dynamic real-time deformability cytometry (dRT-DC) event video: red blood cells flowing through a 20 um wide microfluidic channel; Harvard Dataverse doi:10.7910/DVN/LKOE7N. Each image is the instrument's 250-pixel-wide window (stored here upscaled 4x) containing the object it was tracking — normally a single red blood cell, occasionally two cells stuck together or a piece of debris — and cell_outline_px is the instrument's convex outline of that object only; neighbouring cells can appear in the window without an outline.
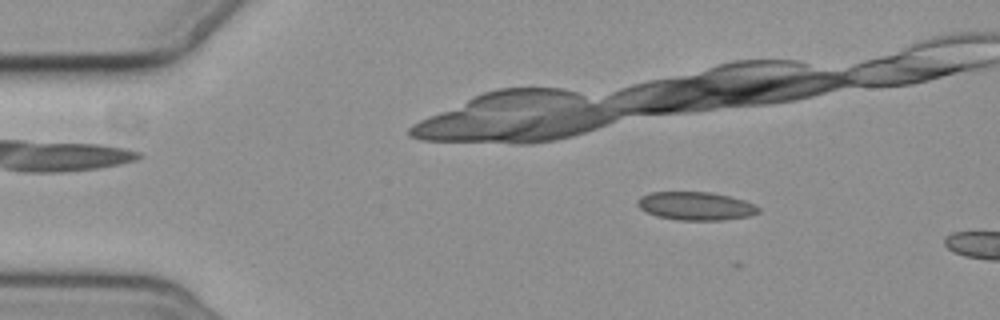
{"species": "common noctule bat (a hibernating species)", "species_latin": "Nyctalus noctula", "temperature_condition": "cold", "stored_images_in_passage": 4, "camera_frame_rate_fps": 3000, "um_per_image_px": 0.085, "animal": {"sex": "female", "body_mass_g": 19.3, "forearm_length_mm": 54.1}, "frame": {"image": 1, "passage_image": 2, "time_ms": 1.0, "image_size_px": [1000, 320], "cell_outline_px": [[760, 212], [748, 216], [724, 220], [680, 220], [656, 216], [640, 208], [636, 204], [636, 200], [640, 196], [652, 192], [708, 192], [728, 196], [744, 200], [756, 204], [760, 208]], "centroid_in_image_um": [59.14, 17.51], "position_along_channel_um": 25.9, "area_um2": 19.94}}